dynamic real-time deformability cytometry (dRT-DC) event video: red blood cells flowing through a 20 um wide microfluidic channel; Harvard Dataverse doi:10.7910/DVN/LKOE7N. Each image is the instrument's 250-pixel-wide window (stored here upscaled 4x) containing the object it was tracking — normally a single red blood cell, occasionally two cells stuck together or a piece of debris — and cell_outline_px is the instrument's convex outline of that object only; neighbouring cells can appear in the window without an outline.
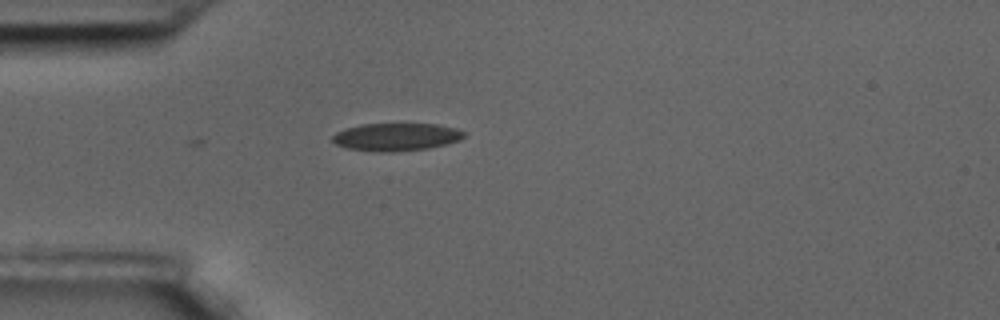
{"species": "common noctule bat (a hibernating species)", "species_latin": "Nyctalus noctula", "temperature_condition": "room temperature", "stored_images_in_passage": 4, "camera_frame_rate_fps": 3000, "um_per_image_px": 0.085, "animal": {"sex": "male", "body_mass_g": 17.5, "forearm_length_mm": 52.3}, "frame": {"image": 1, "passage_image": 1, "time_ms": 0.0, "image_size_px": [1000, 320], "cell_outline_px": [[464, 136], [460, 140], [428, 148], [392, 152], [380, 152], [348, 148], [336, 144], [332, 140], [332, 136], [336, 132], [344, 128], [360, 124], [436, 124], [456, 128], [464, 132]], "centroid_in_image_um": [33.65, 11.63], "position_along_channel_um": 51.4, "area_um2": 21.15}}